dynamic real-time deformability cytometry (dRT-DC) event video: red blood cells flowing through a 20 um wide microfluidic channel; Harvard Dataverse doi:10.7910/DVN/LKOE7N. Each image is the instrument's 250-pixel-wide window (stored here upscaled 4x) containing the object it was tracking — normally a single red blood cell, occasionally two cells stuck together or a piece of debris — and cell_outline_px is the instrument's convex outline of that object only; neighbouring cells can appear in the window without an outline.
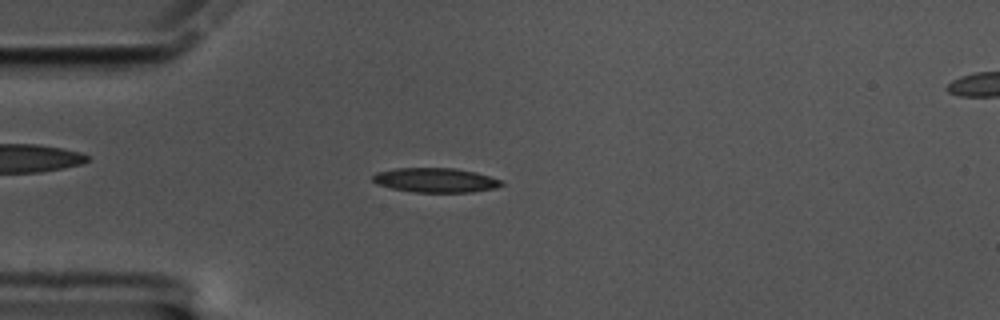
{"species": "common noctule bat (a hibernating species)", "species_latin": "Nyctalus noctula", "temperature_condition": "cold", "stored_images_in_passage": 59, "camera_frame_rate_fps": 3000, "um_per_image_px": 0.085, "animal": {"sex": "male", "body_mass_g": 17.5, "forearm_length_mm": 52.3}, "frame": {"image": 1, "passage_image": 15, "time_ms": 4.667, "image_size_px": [1000, 320], "cell_outline_px": [[504, 184], [496, 188], [472, 192], [412, 192], [392, 188], [376, 184], [372, 180], [372, 176], [376, 172], [396, 168], [456, 168], [476, 172], [500, 180]], "centroid_in_image_um": [36.99, 15.31], "position_along_channel_um": 48.0, "area_um2": 18.38}}
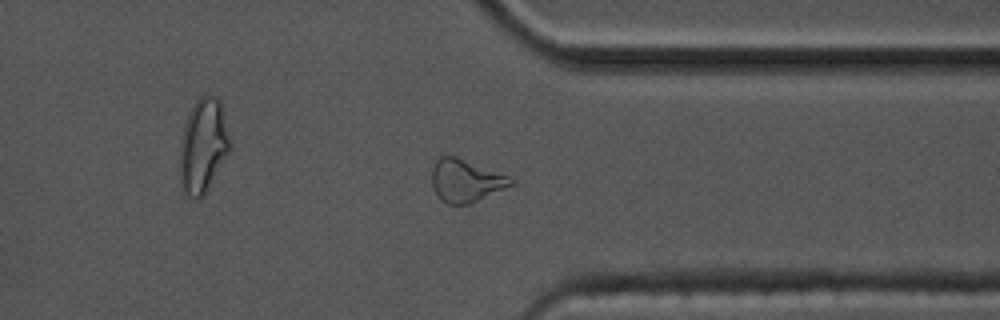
{"frame": {"image": 2, "passage_image": 45, "time_ms": 14.667, "image_size_px": [1000, 320], "cell_outline_px": [[516, 184], [472, 204], [448, 204], [440, 200], [436, 196], [432, 188], [432, 168], [436, 160], [440, 156], [456, 156], [508, 176], [516, 180]], "centroid_in_image_um": [39.6, 15.38], "position_along_channel_um": 371.8, "area_um2": 20.0}}
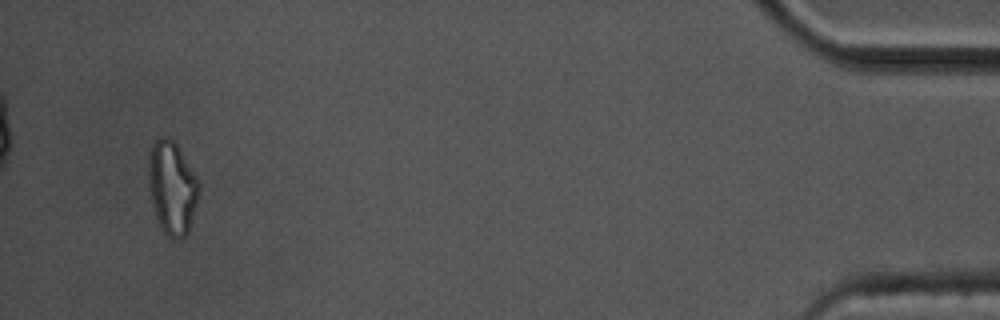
{"frame": {"image": 3, "passage_image": 56, "time_ms": 18.333, "image_size_px": [1000, 320], "cell_outline_px": [[200, 188], [196, 204], [188, 232], [184, 236], [176, 240], [172, 240], [164, 232], [156, 216], [152, 204], [148, 176], [148, 160], [152, 144], [160, 136], [164, 136], [172, 140], [176, 144], [196, 176], [200, 184]], "centroid_in_image_um": [14.62, 15.96], "position_along_channel_um": 420.6, "area_um2": 27.05}, "authors_computed_cell_mechanics": {"area_um2": 18.4382, "velocity_mm_per_s": 3.3918, "shape_relaxation_time_tau1_ms": 8.9329, "shape_relaxation_time_tau2_ms": 7.8146, "deformation_change_tau1": 0.2024, "deformation_change_tau2": 0.1883}}